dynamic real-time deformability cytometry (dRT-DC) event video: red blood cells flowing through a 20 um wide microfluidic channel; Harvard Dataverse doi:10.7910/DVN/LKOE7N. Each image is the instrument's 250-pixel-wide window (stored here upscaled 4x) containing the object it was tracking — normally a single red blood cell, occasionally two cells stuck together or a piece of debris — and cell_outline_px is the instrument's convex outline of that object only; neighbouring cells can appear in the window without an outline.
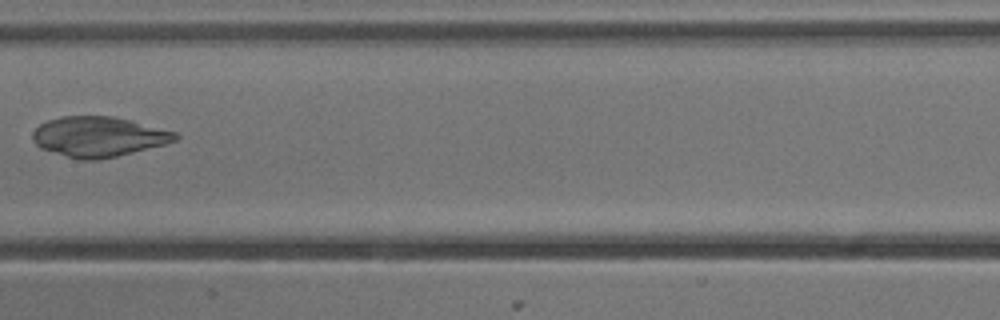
{"species": "common noctule bat (a hibernating species)", "species_latin": "Nyctalus noctula", "temperature_condition": "cold", "stored_images_in_passage": 8, "camera_frame_rate_fps": 3000, "um_per_image_px": 0.085, "animal": {"sex": "male", "body_mass_g": 13.3}, "frame": {"image": 1, "passage_image": 8, "time_ms": 2.333, "image_size_px": [1000, 320], "cell_outline_px": [[180, 136], [176, 140], [164, 144], [116, 156], [96, 160], [80, 160], [40, 148], [32, 140], [32, 132], [40, 124], [48, 120], [60, 116], [112, 116], [132, 120], [176, 132]], "centroid_in_image_um": [8.36, 11.61], "position_along_channel_um": 199.0, "area_um2": 33.23}}